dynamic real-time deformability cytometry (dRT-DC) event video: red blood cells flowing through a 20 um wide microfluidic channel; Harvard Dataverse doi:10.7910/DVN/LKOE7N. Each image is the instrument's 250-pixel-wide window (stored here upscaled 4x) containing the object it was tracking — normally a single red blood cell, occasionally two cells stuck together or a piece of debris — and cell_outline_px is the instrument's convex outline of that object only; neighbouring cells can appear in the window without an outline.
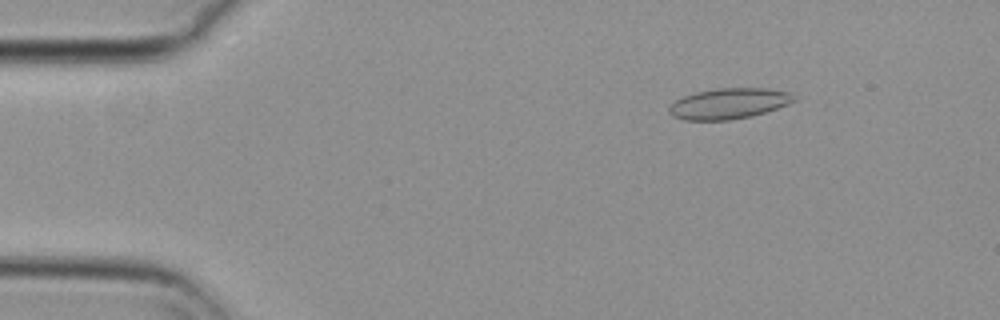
{"species": "common noctule bat (a hibernating species)", "species_latin": "Nyctalus noctula", "temperature_condition": "cold", "stored_images_in_passage": 56, "camera_frame_rate_fps": 3000, "um_per_image_px": 0.085, "animal": {"sex": "female", "body_mass_g": 29.2, "forearm_length_mm": 56.3}, "frame": {"image": 1, "passage_image": 8, "time_ms": 2.333, "image_size_px": [1000, 320], "cell_outline_px": [[796, 100], [788, 104], [752, 116], [728, 120], [684, 120], [672, 116], [668, 112], [668, 108], [676, 100], [684, 96], [696, 92], [716, 88], [768, 88], [792, 92]], "centroid_in_image_um": [61.95, 8.79], "position_along_channel_um": 23.0, "area_um2": 22.37}}
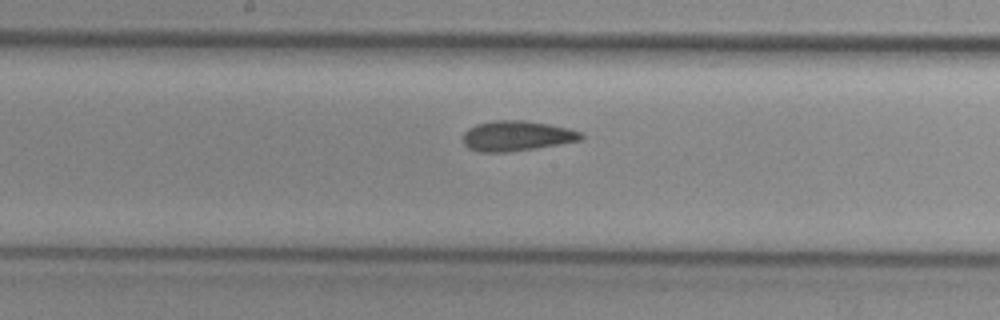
{"frame": {"image": 2, "passage_image": 29, "time_ms": 9.333, "image_size_px": [1000, 320], "cell_outline_px": [[584, 136], [580, 140], [536, 148], [508, 152], [480, 152], [468, 148], [464, 144], [464, 132], [468, 128], [476, 124], [496, 120], [524, 120], [548, 124], [568, 128], [584, 132]], "centroid_in_image_um": [43.92, 11.55], "position_along_channel_um": 204.3, "area_um2": 20.75}}
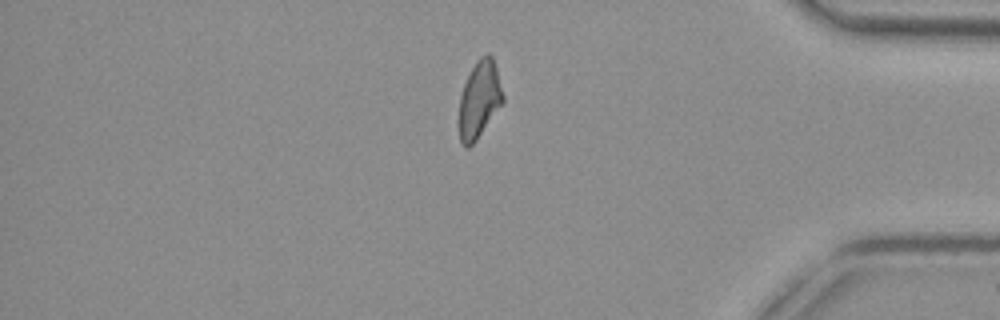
{"frame": {"image": 3, "passage_image": 47, "time_ms": 15.333, "image_size_px": [1000, 320], "cell_outline_px": [[504, 100], [476, 140], [468, 148], [464, 148], [460, 144], [460, 96], [464, 84], [476, 60], [480, 56], [488, 52], [492, 56], [496, 68], [504, 96]], "centroid_in_image_um": [40.74, 8.44], "position_along_channel_um": 394.5, "area_um2": 19.36}, "authors_computed_cell_mechanics": {"area_um2": 20.7791, "velocity_mm_per_s": 3.6915, "shape_relaxation_time_tau1_ms": null, "shape_relaxation_time_tau2_ms": 3.666, "deformation_change_tau1": null, "deformation_change_tau2": 0.083}}